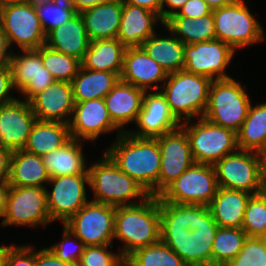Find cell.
I'll return each instance as SVG.
<instances>
[{
	"label": "cell",
	"mask_w": 266,
	"mask_h": 266,
	"mask_svg": "<svg viewBox=\"0 0 266 266\" xmlns=\"http://www.w3.org/2000/svg\"><path fill=\"white\" fill-rule=\"evenodd\" d=\"M216 39L234 50L245 48L264 40V30L244 0L212 10Z\"/></svg>",
	"instance_id": "obj_8"
},
{
	"label": "cell",
	"mask_w": 266,
	"mask_h": 266,
	"mask_svg": "<svg viewBox=\"0 0 266 266\" xmlns=\"http://www.w3.org/2000/svg\"><path fill=\"white\" fill-rule=\"evenodd\" d=\"M211 83L208 77L180 70L168 74L166 81L161 83L160 91L171 112L182 123V119L187 121L203 116Z\"/></svg>",
	"instance_id": "obj_5"
},
{
	"label": "cell",
	"mask_w": 266,
	"mask_h": 266,
	"mask_svg": "<svg viewBox=\"0 0 266 266\" xmlns=\"http://www.w3.org/2000/svg\"><path fill=\"white\" fill-rule=\"evenodd\" d=\"M113 0H69L76 13L81 14L82 12L91 9L94 6L110 3Z\"/></svg>",
	"instance_id": "obj_52"
},
{
	"label": "cell",
	"mask_w": 266,
	"mask_h": 266,
	"mask_svg": "<svg viewBox=\"0 0 266 266\" xmlns=\"http://www.w3.org/2000/svg\"><path fill=\"white\" fill-rule=\"evenodd\" d=\"M9 50L10 46L6 33L0 24V68L4 66H10L12 51L10 52Z\"/></svg>",
	"instance_id": "obj_48"
},
{
	"label": "cell",
	"mask_w": 266,
	"mask_h": 266,
	"mask_svg": "<svg viewBox=\"0 0 266 266\" xmlns=\"http://www.w3.org/2000/svg\"><path fill=\"white\" fill-rule=\"evenodd\" d=\"M167 72L141 47L127 48L120 79L144 91H158V84L167 79ZM164 81V82H163ZM155 84V85H153Z\"/></svg>",
	"instance_id": "obj_22"
},
{
	"label": "cell",
	"mask_w": 266,
	"mask_h": 266,
	"mask_svg": "<svg viewBox=\"0 0 266 266\" xmlns=\"http://www.w3.org/2000/svg\"><path fill=\"white\" fill-rule=\"evenodd\" d=\"M115 207L89 201L65 224L85 246L111 245L114 239Z\"/></svg>",
	"instance_id": "obj_11"
},
{
	"label": "cell",
	"mask_w": 266,
	"mask_h": 266,
	"mask_svg": "<svg viewBox=\"0 0 266 266\" xmlns=\"http://www.w3.org/2000/svg\"><path fill=\"white\" fill-rule=\"evenodd\" d=\"M29 103L37 120L69 124L75 105L72 85L69 82L54 81Z\"/></svg>",
	"instance_id": "obj_21"
},
{
	"label": "cell",
	"mask_w": 266,
	"mask_h": 266,
	"mask_svg": "<svg viewBox=\"0 0 266 266\" xmlns=\"http://www.w3.org/2000/svg\"><path fill=\"white\" fill-rule=\"evenodd\" d=\"M31 245H17L8 254L6 266H35V251Z\"/></svg>",
	"instance_id": "obj_44"
},
{
	"label": "cell",
	"mask_w": 266,
	"mask_h": 266,
	"mask_svg": "<svg viewBox=\"0 0 266 266\" xmlns=\"http://www.w3.org/2000/svg\"><path fill=\"white\" fill-rule=\"evenodd\" d=\"M122 10V1L113 0L82 12L90 41L117 38Z\"/></svg>",
	"instance_id": "obj_27"
},
{
	"label": "cell",
	"mask_w": 266,
	"mask_h": 266,
	"mask_svg": "<svg viewBox=\"0 0 266 266\" xmlns=\"http://www.w3.org/2000/svg\"><path fill=\"white\" fill-rule=\"evenodd\" d=\"M46 187L47 205L51 223L60 220L65 224L87 201L86 184L89 185V174L50 177Z\"/></svg>",
	"instance_id": "obj_15"
},
{
	"label": "cell",
	"mask_w": 266,
	"mask_h": 266,
	"mask_svg": "<svg viewBox=\"0 0 266 266\" xmlns=\"http://www.w3.org/2000/svg\"><path fill=\"white\" fill-rule=\"evenodd\" d=\"M116 129L118 135L123 133L111 120L104 99L75 103L69 122L71 138L94 142L102 133H112Z\"/></svg>",
	"instance_id": "obj_18"
},
{
	"label": "cell",
	"mask_w": 266,
	"mask_h": 266,
	"mask_svg": "<svg viewBox=\"0 0 266 266\" xmlns=\"http://www.w3.org/2000/svg\"><path fill=\"white\" fill-rule=\"evenodd\" d=\"M0 24L9 46L17 44L21 50L38 49L45 45L44 32L36 8L24 1L0 8Z\"/></svg>",
	"instance_id": "obj_13"
},
{
	"label": "cell",
	"mask_w": 266,
	"mask_h": 266,
	"mask_svg": "<svg viewBox=\"0 0 266 266\" xmlns=\"http://www.w3.org/2000/svg\"><path fill=\"white\" fill-rule=\"evenodd\" d=\"M120 266H129L126 262H124L123 264H121Z\"/></svg>",
	"instance_id": "obj_59"
},
{
	"label": "cell",
	"mask_w": 266,
	"mask_h": 266,
	"mask_svg": "<svg viewBox=\"0 0 266 266\" xmlns=\"http://www.w3.org/2000/svg\"><path fill=\"white\" fill-rule=\"evenodd\" d=\"M170 36H157V33L142 43L141 48L161 67L167 74L183 70L184 46L173 33Z\"/></svg>",
	"instance_id": "obj_33"
},
{
	"label": "cell",
	"mask_w": 266,
	"mask_h": 266,
	"mask_svg": "<svg viewBox=\"0 0 266 266\" xmlns=\"http://www.w3.org/2000/svg\"><path fill=\"white\" fill-rule=\"evenodd\" d=\"M70 138L69 124L36 120L23 149L43 157L62 147Z\"/></svg>",
	"instance_id": "obj_31"
},
{
	"label": "cell",
	"mask_w": 266,
	"mask_h": 266,
	"mask_svg": "<svg viewBox=\"0 0 266 266\" xmlns=\"http://www.w3.org/2000/svg\"><path fill=\"white\" fill-rule=\"evenodd\" d=\"M226 266H266V238L247 237L241 251Z\"/></svg>",
	"instance_id": "obj_41"
},
{
	"label": "cell",
	"mask_w": 266,
	"mask_h": 266,
	"mask_svg": "<svg viewBox=\"0 0 266 266\" xmlns=\"http://www.w3.org/2000/svg\"><path fill=\"white\" fill-rule=\"evenodd\" d=\"M46 35L54 28L66 24L76 14L69 0H54L36 8Z\"/></svg>",
	"instance_id": "obj_40"
},
{
	"label": "cell",
	"mask_w": 266,
	"mask_h": 266,
	"mask_svg": "<svg viewBox=\"0 0 266 266\" xmlns=\"http://www.w3.org/2000/svg\"><path fill=\"white\" fill-rule=\"evenodd\" d=\"M258 154L260 158L261 173L264 180L266 181V148L261 150Z\"/></svg>",
	"instance_id": "obj_56"
},
{
	"label": "cell",
	"mask_w": 266,
	"mask_h": 266,
	"mask_svg": "<svg viewBox=\"0 0 266 266\" xmlns=\"http://www.w3.org/2000/svg\"><path fill=\"white\" fill-rule=\"evenodd\" d=\"M50 177L42 157L24 149L12 151L8 183L16 187H46Z\"/></svg>",
	"instance_id": "obj_28"
},
{
	"label": "cell",
	"mask_w": 266,
	"mask_h": 266,
	"mask_svg": "<svg viewBox=\"0 0 266 266\" xmlns=\"http://www.w3.org/2000/svg\"><path fill=\"white\" fill-rule=\"evenodd\" d=\"M51 223L46 187L10 186L1 226H46Z\"/></svg>",
	"instance_id": "obj_12"
},
{
	"label": "cell",
	"mask_w": 266,
	"mask_h": 266,
	"mask_svg": "<svg viewBox=\"0 0 266 266\" xmlns=\"http://www.w3.org/2000/svg\"><path fill=\"white\" fill-rule=\"evenodd\" d=\"M188 0H162L161 5V19L163 23L172 15L177 14V12L182 8V6ZM170 8V10H166L165 6Z\"/></svg>",
	"instance_id": "obj_49"
},
{
	"label": "cell",
	"mask_w": 266,
	"mask_h": 266,
	"mask_svg": "<svg viewBox=\"0 0 266 266\" xmlns=\"http://www.w3.org/2000/svg\"><path fill=\"white\" fill-rule=\"evenodd\" d=\"M82 150L81 140L70 138L62 147L43 156L49 177L89 174Z\"/></svg>",
	"instance_id": "obj_30"
},
{
	"label": "cell",
	"mask_w": 266,
	"mask_h": 266,
	"mask_svg": "<svg viewBox=\"0 0 266 266\" xmlns=\"http://www.w3.org/2000/svg\"><path fill=\"white\" fill-rule=\"evenodd\" d=\"M189 122L191 120L183 121L181 128L189 139L195 163L214 165L224 156L239 149L235 131L215 125L203 117L196 123Z\"/></svg>",
	"instance_id": "obj_7"
},
{
	"label": "cell",
	"mask_w": 266,
	"mask_h": 266,
	"mask_svg": "<svg viewBox=\"0 0 266 266\" xmlns=\"http://www.w3.org/2000/svg\"><path fill=\"white\" fill-rule=\"evenodd\" d=\"M137 130H127L136 137L155 138L181 127V122L171 112L161 91H145L141 111L136 120Z\"/></svg>",
	"instance_id": "obj_19"
},
{
	"label": "cell",
	"mask_w": 266,
	"mask_h": 266,
	"mask_svg": "<svg viewBox=\"0 0 266 266\" xmlns=\"http://www.w3.org/2000/svg\"><path fill=\"white\" fill-rule=\"evenodd\" d=\"M26 4L33 8H37L39 6L46 5L54 0H23Z\"/></svg>",
	"instance_id": "obj_57"
},
{
	"label": "cell",
	"mask_w": 266,
	"mask_h": 266,
	"mask_svg": "<svg viewBox=\"0 0 266 266\" xmlns=\"http://www.w3.org/2000/svg\"><path fill=\"white\" fill-rule=\"evenodd\" d=\"M125 262L129 266H188L169 246L156 244L135 250Z\"/></svg>",
	"instance_id": "obj_37"
},
{
	"label": "cell",
	"mask_w": 266,
	"mask_h": 266,
	"mask_svg": "<svg viewBox=\"0 0 266 266\" xmlns=\"http://www.w3.org/2000/svg\"><path fill=\"white\" fill-rule=\"evenodd\" d=\"M22 52L19 55L12 52L10 61L12 85L25 97L24 100L29 102L55 80L49 70L43 66L40 47Z\"/></svg>",
	"instance_id": "obj_17"
},
{
	"label": "cell",
	"mask_w": 266,
	"mask_h": 266,
	"mask_svg": "<svg viewBox=\"0 0 266 266\" xmlns=\"http://www.w3.org/2000/svg\"><path fill=\"white\" fill-rule=\"evenodd\" d=\"M12 151L0 145V180H8Z\"/></svg>",
	"instance_id": "obj_50"
},
{
	"label": "cell",
	"mask_w": 266,
	"mask_h": 266,
	"mask_svg": "<svg viewBox=\"0 0 266 266\" xmlns=\"http://www.w3.org/2000/svg\"><path fill=\"white\" fill-rule=\"evenodd\" d=\"M126 49L117 38L91 41L81 65L89 70L116 73L120 77Z\"/></svg>",
	"instance_id": "obj_29"
},
{
	"label": "cell",
	"mask_w": 266,
	"mask_h": 266,
	"mask_svg": "<svg viewBox=\"0 0 266 266\" xmlns=\"http://www.w3.org/2000/svg\"><path fill=\"white\" fill-rule=\"evenodd\" d=\"M88 168L89 188L94 192L93 202L120 207L139 204L131 202L133 199L142 203L150 196L139 183L121 171L105 152L98 162Z\"/></svg>",
	"instance_id": "obj_4"
},
{
	"label": "cell",
	"mask_w": 266,
	"mask_h": 266,
	"mask_svg": "<svg viewBox=\"0 0 266 266\" xmlns=\"http://www.w3.org/2000/svg\"><path fill=\"white\" fill-rule=\"evenodd\" d=\"M120 80L116 73L89 70L80 66L77 75L72 79L74 101L82 102L104 97Z\"/></svg>",
	"instance_id": "obj_32"
},
{
	"label": "cell",
	"mask_w": 266,
	"mask_h": 266,
	"mask_svg": "<svg viewBox=\"0 0 266 266\" xmlns=\"http://www.w3.org/2000/svg\"><path fill=\"white\" fill-rule=\"evenodd\" d=\"M105 153L149 195L156 196L161 166V153L156 138L136 137L126 131L117 134L116 140Z\"/></svg>",
	"instance_id": "obj_2"
},
{
	"label": "cell",
	"mask_w": 266,
	"mask_h": 266,
	"mask_svg": "<svg viewBox=\"0 0 266 266\" xmlns=\"http://www.w3.org/2000/svg\"><path fill=\"white\" fill-rule=\"evenodd\" d=\"M158 22L164 25L157 13L140 6L123 4L117 39L126 48L141 47L143 42L156 33L153 26Z\"/></svg>",
	"instance_id": "obj_23"
},
{
	"label": "cell",
	"mask_w": 266,
	"mask_h": 266,
	"mask_svg": "<svg viewBox=\"0 0 266 266\" xmlns=\"http://www.w3.org/2000/svg\"><path fill=\"white\" fill-rule=\"evenodd\" d=\"M207 4L212 8H220L235 2H238L239 0H205Z\"/></svg>",
	"instance_id": "obj_54"
},
{
	"label": "cell",
	"mask_w": 266,
	"mask_h": 266,
	"mask_svg": "<svg viewBox=\"0 0 266 266\" xmlns=\"http://www.w3.org/2000/svg\"><path fill=\"white\" fill-rule=\"evenodd\" d=\"M35 266H76L57 258L49 248L35 251Z\"/></svg>",
	"instance_id": "obj_47"
},
{
	"label": "cell",
	"mask_w": 266,
	"mask_h": 266,
	"mask_svg": "<svg viewBox=\"0 0 266 266\" xmlns=\"http://www.w3.org/2000/svg\"><path fill=\"white\" fill-rule=\"evenodd\" d=\"M23 0H0V8L4 7L6 5H11V4H15L18 2H21Z\"/></svg>",
	"instance_id": "obj_58"
},
{
	"label": "cell",
	"mask_w": 266,
	"mask_h": 266,
	"mask_svg": "<svg viewBox=\"0 0 266 266\" xmlns=\"http://www.w3.org/2000/svg\"><path fill=\"white\" fill-rule=\"evenodd\" d=\"M212 10L205 0H188L177 14L172 16H184L194 19L211 14Z\"/></svg>",
	"instance_id": "obj_45"
},
{
	"label": "cell",
	"mask_w": 266,
	"mask_h": 266,
	"mask_svg": "<svg viewBox=\"0 0 266 266\" xmlns=\"http://www.w3.org/2000/svg\"><path fill=\"white\" fill-rule=\"evenodd\" d=\"M242 229L248 237L266 238V190L248 200Z\"/></svg>",
	"instance_id": "obj_39"
},
{
	"label": "cell",
	"mask_w": 266,
	"mask_h": 266,
	"mask_svg": "<svg viewBox=\"0 0 266 266\" xmlns=\"http://www.w3.org/2000/svg\"><path fill=\"white\" fill-rule=\"evenodd\" d=\"M10 185L8 180H0V218L3 217L6 210L7 195Z\"/></svg>",
	"instance_id": "obj_53"
},
{
	"label": "cell",
	"mask_w": 266,
	"mask_h": 266,
	"mask_svg": "<svg viewBox=\"0 0 266 266\" xmlns=\"http://www.w3.org/2000/svg\"><path fill=\"white\" fill-rule=\"evenodd\" d=\"M144 93V90L120 79L104 97L111 120L122 132H126L124 126L136 122Z\"/></svg>",
	"instance_id": "obj_24"
},
{
	"label": "cell",
	"mask_w": 266,
	"mask_h": 266,
	"mask_svg": "<svg viewBox=\"0 0 266 266\" xmlns=\"http://www.w3.org/2000/svg\"><path fill=\"white\" fill-rule=\"evenodd\" d=\"M122 241L119 252L126 259L135 250L160 241V202L149 196L142 203L115 207L114 239Z\"/></svg>",
	"instance_id": "obj_3"
},
{
	"label": "cell",
	"mask_w": 266,
	"mask_h": 266,
	"mask_svg": "<svg viewBox=\"0 0 266 266\" xmlns=\"http://www.w3.org/2000/svg\"><path fill=\"white\" fill-rule=\"evenodd\" d=\"M235 50L228 44L214 39L184 46V71L202 75L212 81L228 79L224 73L231 62Z\"/></svg>",
	"instance_id": "obj_14"
},
{
	"label": "cell",
	"mask_w": 266,
	"mask_h": 266,
	"mask_svg": "<svg viewBox=\"0 0 266 266\" xmlns=\"http://www.w3.org/2000/svg\"><path fill=\"white\" fill-rule=\"evenodd\" d=\"M214 166L194 163L159 196V202L209 206L218 190Z\"/></svg>",
	"instance_id": "obj_10"
},
{
	"label": "cell",
	"mask_w": 266,
	"mask_h": 266,
	"mask_svg": "<svg viewBox=\"0 0 266 266\" xmlns=\"http://www.w3.org/2000/svg\"><path fill=\"white\" fill-rule=\"evenodd\" d=\"M163 27L173 33L184 44H194L216 39L213 13L199 17L171 16Z\"/></svg>",
	"instance_id": "obj_34"
},
{
	"label": "cell",
	"mask_w": 266,
	"mask_h": 266,
	"mask_svg": "<svg viewBox=\"0 0 266 266\" xmlns=\"http://www.w3.org/2000/svg\"><path fill=\"white\" fill-rule=\"evenodd\" d=\"M29 102L19 99L0 106V145L11 151L24 148L36 121Z\"/></svg>",
	"instance_id": "obj_20"
},
{
	"label": "cell",
	"mask_w": 266,
	"mask_h": 266,
	"mask_svg": "<svg viewBox=\"0 0 266 266\" xmlns=\"http://www.w3.org/2000/svg\"><path fill=\"white\" fill-rule=\"evenodd\" d=\"M90 42L85 22L81 14L76 13L66 24L54 28L46 35L45 45L82 62Z\"/></svg>",
	"instance_id": "obj_25"
},
{
	"label": "cell",
	"mask_w": 266,
	"mask_h": 266,
	"mask_svg": "<svg viewBox=\"0 0 266 266\" xmlns=\"http://www.w3.org/2000/svg\"><path fill=\"white\" fill-rule=\"evenodd\" d=\"M13 247V245L0 246V266H6L8 254Z\"/></svg>",
	"instance_id": "obj_55"
},
{
	"label": "cell",
	"mask_w": 266,
	"mask_h": 266,
	"mask_svg": "<svg viewBox=\"0 0 266 266\" xmlns=\"http://www.w3.org/2000/svg\"><path fill=\"white\" fill-rule=\"evenodd\" d=\"M247 237L242 228L219 227L212 245V265H227L241 251Z\"/></svg>",
	"instance_id": "obj_36"
},
{
	"label": "cell",
	"mask_w": 266,
	"mask_h": 266,
	"mask_svg": "<svg viewBox=\"0 0 266 266\" xmlns=\"http://www.w3.org/2000/svg\"><path fill=\"white\" fill-rule=\"evenodd\" d=\"M242 86L232 77L213 80L203 118L236 133L247 117L251 101Z\"/></svg>",
	"instance_id": "obj_6"
},
{
	"label": "cell",
	"mask_w": 266,
	"mask_h": 266,
	"mask_svg": "<svg viewBox=\"0 0 266 266\" xmlns=\"http://www.w3.org/2000/svg\"><path fill=\"white\" fill-rule=\"evenodd\" d=\"M113 245L85 246L77 266H120L125 259L120 253L108 250Z\"/></svg>",
	"instance_id": "obj_42"
},
{
	"label": "cell",
	"mask_w": 266,
	"mask_h": 266,
	"mask_svg": "<svg viewBox=\"0 0 266 266\" xmlns=\"http://www.w3.org/2000/svg\"><path fill=\"white\" fill-rule=\"evenodd\" d=\"M252 194L219 187L209 204L218 227L242 228L244 212Z\"/></svg>",
	"instance_id": "obj_26"
},
{
	"label": "cell",
	"mask_w": 266,
	"mask_h": 266,
	"mask_svg": "<svg viewBox=\"0 0 266 266\" xmlns=\"http://www.w3.org/2000/svg\"><path fill=\"white\" fill-rule=\"evenodd\" d=\"M218 228L208 206L160 202V241L188 266H212Z\"/></svg>",
	"instance_id": "obj_1"
},
{
	"label": "cell",
	"mask_w": 266,
	"mask_h": 266,
	"mask_svg": "<svg viewBox=\"0 0 266 266\" xmlns=\"http://www.w3.org/2000/svg\"><path fill=\"white\" fill-rule=\"evenodd\" d=\"M240 150L259 153L266 148V102L249 107L248 114L237 132Z\"/></svg>",
	"instance_id": "obj_35"
},
{
	"label": "cell",
	"mask_w": 266,
	"mask_h": 266,
	"mask_svg": "<svg viewBox=\"0 0 266 266\" xmlns=\"http://www.w3.org/2000/svg\"><path fill=\"white\" fill-rule=\"evenodd\" d=\"M14 90L12 85V73L10 66L0 68V106L13 102L14 98L10 93Z\"/></svg>",
	"instance_id": "obj_46"
},
{
	"label": "cell",
	"mask_w": 266,
	"mask_h": 266,
	"mask_svg": "<svg viewBox=\"0 0 266 266\" xmlns=\"http://www.w3.org/2000/svg\"><path fill=\"white\" fill-rule=\"evenodd\" d=\"M77 241H79V243ZM48 248L57 258L77 266L80 257L84 253L85 244L64 226L63 239H61L59 243H55Z\"/></svg>",
	"instance_id": "obj_43"
},
{
	"label": "cell",
	"mask_w": 266,
	"mask_h": 266,
	"mask_svg": "<svg viewBox=\"0 0 266 266\" xmlns=\"http://www.w3.org/2000/svg\"><path fill=\"white\" fill-rule=\"evenodd\" d=\"M40 55L43 66L49 70L55 81L71 83L81 66L78 59L56 52L46 45L40 47Z\"/></svg>",
	"instance_id": "obj_38"
},
{
	"label": "cell",
	"mask_w": 266,
	"mask_h": 266,
	"mask_svg": "<svg viewBox=\"0 0 266 266\" xmlns=\"http://www.w3.org/2000/svg\"><path fill=\"white\" fill-rule=\"evenodd\" d=\"M218 187L239 190L252 195L266 190L257 152L238 149L214 165Z\"/></svg>",
	"instance_id": "obj_9"
},
{
	"label": "cell",
	"mask_w": 266,
	"mask_h": 266,
	"mask_svg": "<svg viewBox=\"0 0 266 266\" xmlns=\"http://www.w3.org/2000/svg\"><path fill=\"white\" fill-rule=\"evenodd\" d=\"M155 138L161 153L160 175L156 184V196L158 197L195 162L189 139L181 127Z\"/></svg>",
	"instance_id": "obj_16"
},
{
	"label": "cell",
	"mask_w": 266,
	"mask_h": 266,
	"mask_svg": "<svg viewBox=\"0 0 266 266\" xmlns=\"http://www.w3.org/2000/svg\"><path fill=\"white\" fill-rule=\"evenodd\" d=\"M123 4L136 5L151 12L157 13L161 18L162 0H121Z\"/></svg>",
	"instance_id": "obj_51"
}]
</instances>
